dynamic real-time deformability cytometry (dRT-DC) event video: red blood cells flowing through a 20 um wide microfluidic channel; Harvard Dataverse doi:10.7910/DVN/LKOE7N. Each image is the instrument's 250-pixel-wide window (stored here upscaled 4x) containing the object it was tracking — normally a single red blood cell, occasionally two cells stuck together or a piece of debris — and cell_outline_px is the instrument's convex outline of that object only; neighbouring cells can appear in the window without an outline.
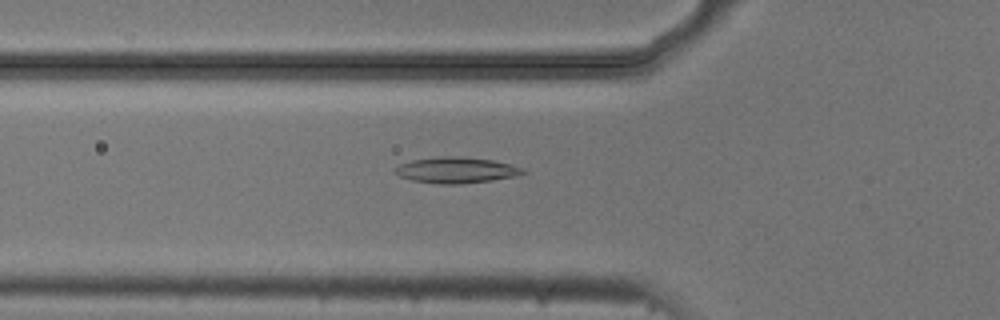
{"species": "common noctule bat (a hibernating species)", "species_latin": "Nyctalus noctula", "temperature_condition": "cold", "stored_images_in_passage": 4, "camera_frame_rate_fps": 3000, "um_per_image_px": 0.085, "animal": {"sex": "male", "body_mass_g": 20.5, "forearm_length_mm": 52.5}, "frame": {"image": 1, "passage_image": 4, "time_ms": 1.0, "image_size_px": [1000, 320], "cell_outline_px": [[528, 172], [516, 176], [492, 180], [460, 184], [440, 184], [412, 180], [400, 176], [392, 172], [392, 168], [400, 164], [412, 160], [440, 156], [456, 156], [492, 160], [524, 168]], "centroid_in_image_um": [38.75, 14.46], "position_along_channel_um": 87.0, "area_um2": 19.36}}